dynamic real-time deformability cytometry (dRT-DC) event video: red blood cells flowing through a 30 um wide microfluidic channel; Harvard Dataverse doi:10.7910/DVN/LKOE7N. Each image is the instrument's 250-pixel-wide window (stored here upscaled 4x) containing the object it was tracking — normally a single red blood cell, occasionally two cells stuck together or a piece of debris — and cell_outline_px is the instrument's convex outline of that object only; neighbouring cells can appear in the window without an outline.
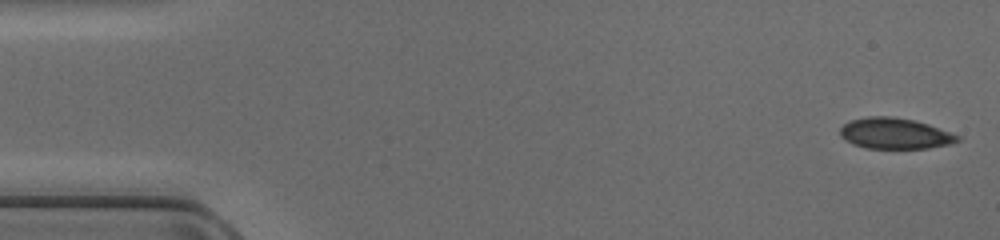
{"species": "common noctule bat (a hibernating species)", "species_latin": "Nyctalus noctula", "temperature_condition": "cold", "stored_images_in_passage": 47, "camera_frame_rate_fps": 3000, "um_per_image_px": 0.085, "animal": {"sex": "female", "body_mass_g": 17.0, "forearm_length_mm": 48.0}, "frame": {"image": 1, "passage_image": 1, "time_ms": 0.0, "image_size_px": [1000, 240], "cell_outline_px": [[960, 140], [952, 144], [928, 148], [864, 148], [852, 144], [840, 136], [840, 128], [844, 124], [852, 120], [868, 116], [892, 116], [912, 120], [928, 124], [960, 136]], "centroid_in_image_um": [76.06, 11.35], "position_along_channel_um": 8.9, "area_um2": 21.1}}
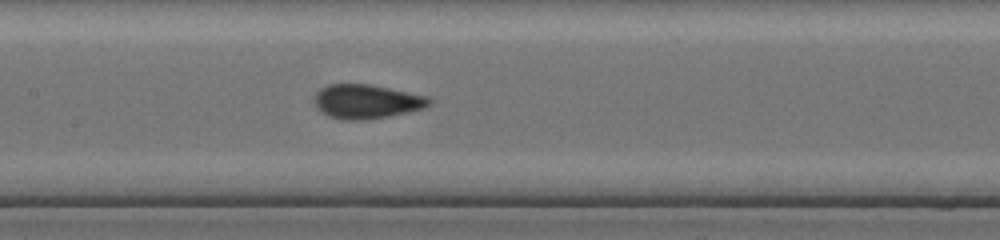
{"frame": {"image": 2, "passage_image": 22, "time_ms": 7.0, "image_size_px": [1000, 240], "cell_outline_px": [[432, 104], [424, 108], [408, 112], [388, 116], [360, 120], [340, 120], [328, 116], [320, 112], [316, 108], [312, 100], [316, 92], [320, 88], [328, 84], [372, 84], [428, 96], [432, 100]], "centroid_in_image_um": [31.12, 8.62], "position_along_channel_um": 176.3, "area_um2": 23.24}}
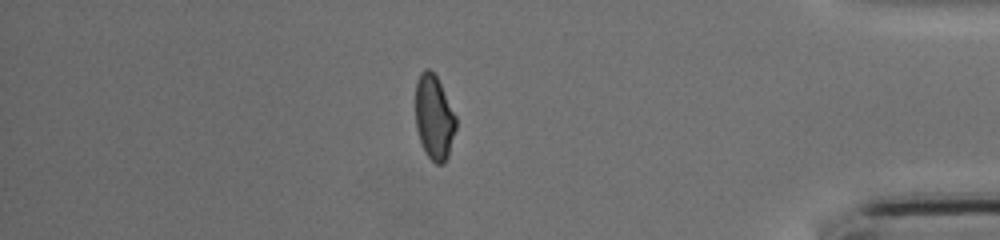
{"frame": {"image": 3, "passage_image": 40, "time_ms": 13.0, "image_size_px": [1000, 240], "cell_outline_px": [[456, 128], [448, 156], [444, 164], [436, 164], [424, 152], [416, 128], [416, 80], [420, 72], [424, 68], [428, 68], [436, 76], [456, 116]], "centroid_in_image_um": [36.89, 9.99], "position_along_channel_um": 398.3, "area_um2": 19.88}}